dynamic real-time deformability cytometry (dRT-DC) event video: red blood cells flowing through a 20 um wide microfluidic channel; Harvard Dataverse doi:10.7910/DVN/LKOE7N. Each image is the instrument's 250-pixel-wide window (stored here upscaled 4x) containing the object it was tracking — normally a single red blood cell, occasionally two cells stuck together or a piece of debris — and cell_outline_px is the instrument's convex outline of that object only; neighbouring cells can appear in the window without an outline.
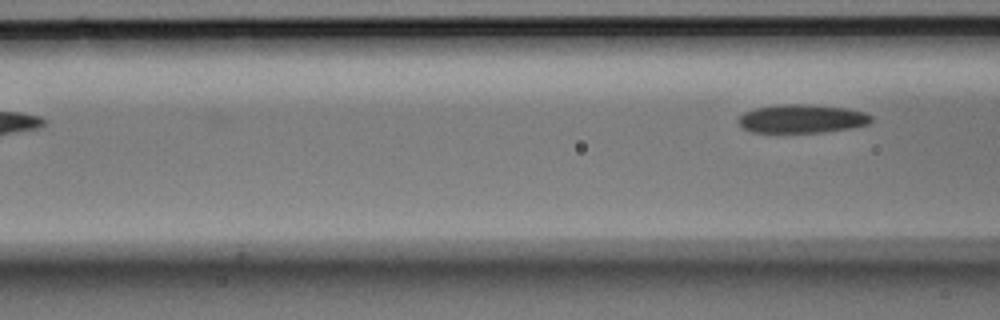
{"species": "Egyptian fruit bat (a non-hibernating species)", "species_latin": "Rousettus aegyptiacus", "temperature_condition": "room temperature", "stored_images_in_passage": 5, "camera_frame_rate_fps": 3000, "um_per_image_px": 0.085, "animal": {"sex": "male"}, "frame": {"image": 1, "passage_image": 5, "time_ms": 1.333, "image_size_px": [1000, 320], "cell_outline_px": [[872, 120], [868, 124], [852, 128], [820, 132], [752, 132], [744, 128], [736, 120], [744, 112], [756, 108], [780, 104], [812, 104], [848, 108], [864, 112], [872, 116]], "centroid_in_image_um": [68.18, 10.08], "position_along_channel_um": 98.4, "area_um2": 22.14}}